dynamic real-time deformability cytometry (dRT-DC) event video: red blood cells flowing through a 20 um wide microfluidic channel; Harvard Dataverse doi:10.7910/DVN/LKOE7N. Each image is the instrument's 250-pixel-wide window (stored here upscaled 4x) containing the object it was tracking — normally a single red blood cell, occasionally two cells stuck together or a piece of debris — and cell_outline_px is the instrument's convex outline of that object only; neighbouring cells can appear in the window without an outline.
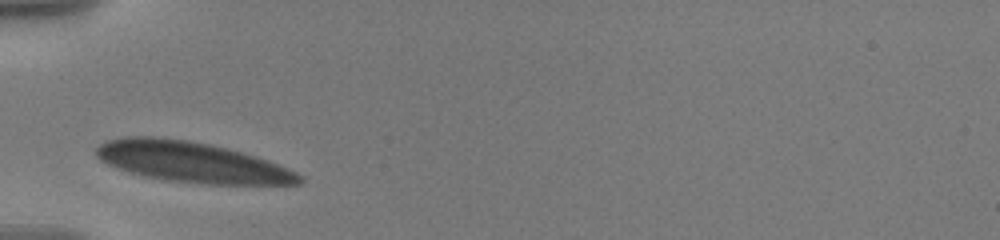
{"species": "human", "species_latin": "Homo sapiens", "temperature_condition": "warm", "stored_images_in_passage": 38, "camera_frame_rate_fps": 3000, "um_per_image_px": 0.085, "donor": {"sex": "male"}, "frame": {"image": 1, "passage_image": 1, "time_ms": 0.0, "image_size_px": [1000, 240], "cell_outline_px": [[304, 180], [300, 184], [204, 184], [172, 180], [144, 176], [116, 168], [100, 160], [96, 156], [96, 148], [104, 140], [124, 136], [152, 136], [188, 140], [212, 144], [228, 148], [256, 156], [268, 160], [296, 172], [304, 176]], "centroid_in_image_um": [16.29, 13.76], "position_along_channel_um": 68.7, "area_um2": 48.03}}
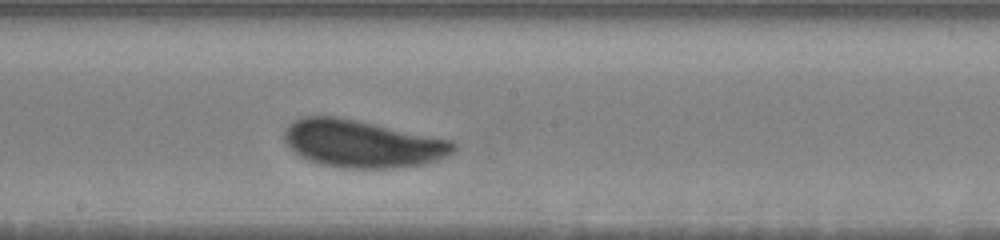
{"frame": {"image": 2, "passage_image": 22, "time_ms": 4.333, "image_size_px": [1000, 240], "cell_outline_px": [[460, 144], [452, 152], [436, 160], [424, 164], [392, 168], [344, 168], [320, 164], [308, 160], [300, 156], [284, 140], [284, 132], [288, 124], [304, 116], [336, 116], [456, 140]], "centroid_in_image_um": [30.84, 12.21], "position_along_channel_um": 217.4, "area_um2": 46.88}}
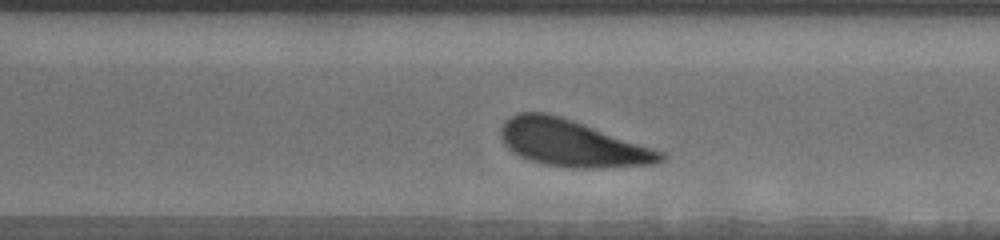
{"frame": {"image": 3, "passage_image": 37, "time_ms": 7.333, "image_size_px": [1000, 240], "cell_outline_px": [[664, 160], [656, 164], [604, 168], [568, 168], [544, 164], [520, 156], [512, 152], [504, 144], [500, 136], [500, 128], [504, 120], [516, 112], [544, 112], [560, 116], [572, 120], [664, 152]], "centroid_in_image_um": [48.58, 12.18], "position_along_channel_um": 322.0, "area_um2": 43.35}}